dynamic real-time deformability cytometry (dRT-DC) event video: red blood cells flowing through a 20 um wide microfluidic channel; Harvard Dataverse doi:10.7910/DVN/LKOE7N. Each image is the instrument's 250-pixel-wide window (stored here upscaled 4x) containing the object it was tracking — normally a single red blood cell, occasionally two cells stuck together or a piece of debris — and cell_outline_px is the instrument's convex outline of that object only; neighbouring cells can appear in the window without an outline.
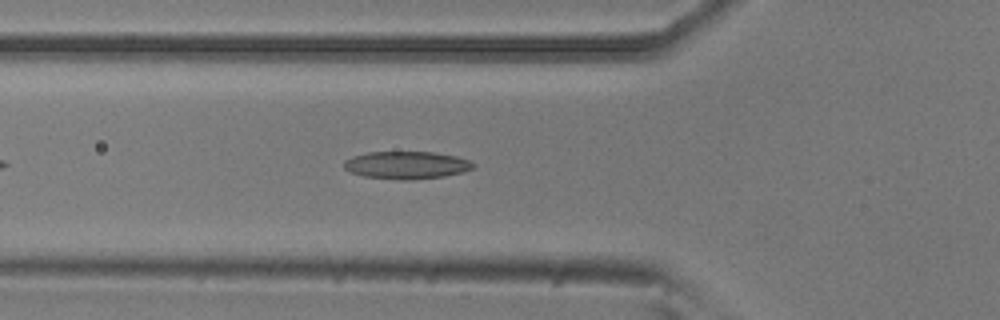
{"species": "common noctule bat (a hibernating species)", "species_latin": "Nyctalus noctula", "temperature_condition": "room temperature", "stored_images_in_passage": 40, "camera_frame_rate_fps": 3000, "um_per_image_px": 0.085, "animal": {"sex": "male", "body_mass_g": 20.5, "forearm_length_mm": 52.5}, "frame": {"image": 1, "passage_image": 8, "time_ms": 2.333, "image_size_px": [1000, 320], "cell_outline_px": [[476, 164], [472, 168], [464, 172], [444, 176], [408, 180], [404, 180], [364, 176], [352, 172], [344, 168], [344, 160], [352, 156], [368, 152], [432, 152], [456, 156], [468, 160]], "centroid_in_image_um": [34.56, 14.03], "position_along_channel_um": 91.2, "area_um2": 20.63}}
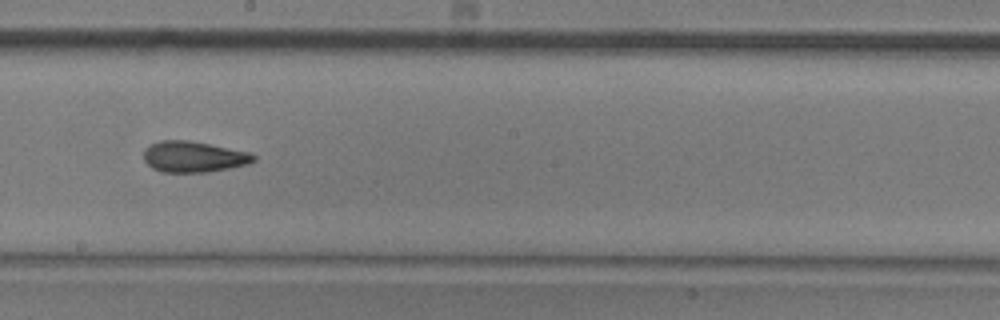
{"frame": {"image": 2, "passage_image": 19, "time_ms": 6.0, "image_size_px": [1000, 320], "cell_outline_px": [[256, 160], [248, 164], [208, 172], [160, 172], [152, 168], [144, 160], [144, 148], [160, 140], [188, 140], [252, 152], [256, 156]], "centroid_in_image_um": [16.47, 13.32], "position_along_channel_um": 231.7, "area_um2": 19.94}}
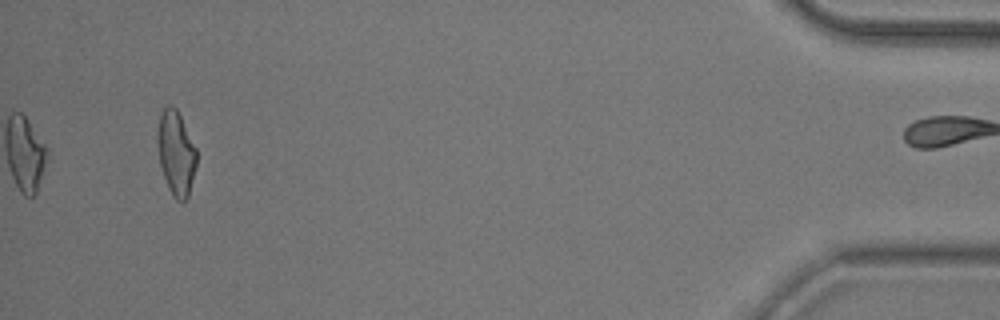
{"frame": {"image": 3, "passage_image": 40, "time_ms": 13.0, "image_size_px": [1000, 320], "cell_outline_px": [[196, 164], [188, 196], [184, 204], [176, 200], [172, 196], [168, 188], [160, 164], [156, 140], [160, 112], [168, 104], [172, 104], [176, 108], [196, 148]], "centroid_in_image_um": [14.94, 13.01], "position_along_channel_um": 420.3, "area_um2": 19.25}, "authors_computed_cell_mechanics": {"area_um2": 19.5364, "velocity_mm_per_s": 3.8023, "shape_relaxation_time_tau1_ms": null, "shape_relaxation_time_tau2_ms": 2.8223, "deformation_change_tau1": null, "deformation_change_tau2": 0.1125}}